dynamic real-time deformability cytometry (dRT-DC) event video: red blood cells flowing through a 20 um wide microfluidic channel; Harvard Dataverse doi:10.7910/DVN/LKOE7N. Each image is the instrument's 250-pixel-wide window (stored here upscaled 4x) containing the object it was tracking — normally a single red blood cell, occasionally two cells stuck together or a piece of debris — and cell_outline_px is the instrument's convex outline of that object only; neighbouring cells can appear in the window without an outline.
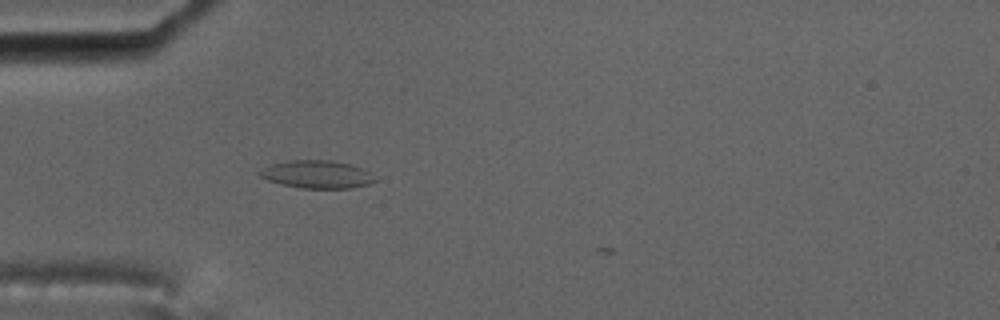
{"species": "common noctule bat (a hibernating species)", "species_latin": "Nyctalus noctula", "temperature_condition": "cold", "stored_images_in_passage": 4, "camera_frame_rate_fps": 3000, "um_per_image_px": 0.085, "animal": {"sex": "male", "body_mass_g": 17.5, "forearm_length_mm": 52.3}, "frame": {"image": 1, "passage_image": 1, "time_ms": 0.0, "image_size_px": [1000, 320], "cell_outline_px": [[376, 180], [368, 184], [352, 188], [300, 188], [268, 180], [260, 176], [260, 172], [264, 168], [272, 164], [288, 160], [328, 160], [352, 164], [368, 172]], "centroid_in_image_um": [26.95, 14.82], "position_along_channel_um": 58.1, "area_um2": 18.32}}